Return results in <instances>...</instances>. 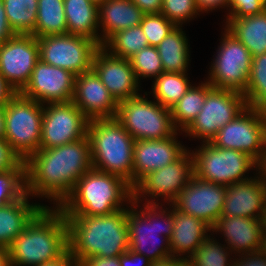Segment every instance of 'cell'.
I'll use <instances>...</instances> for the list:
<instances>
[{
    "label": "cell",
    "instance_id": "cell-13",
    "mask_svg": "<svg viewBox=\"0 0 266 266\" xmlns=\"http://www.w3.org/2000/svg\"><path fill=\"white\" fill-rule=\"evenodd\" d=\"M247 107L245 96L233 90L212 88L201 111L184 131L189 136L211 142L218 130L231 122Z\"/></svg>",
    "mask_w": 266,
    "mask_h": 266
},
{
    "label": "cell",
    "instance_id": "cell-11",
    "mask_svg": "<svg viewBox=\"0 0 266 266\" xmlns=\"http://www.w3.org/2000/svg\"><path fill=\"white\" fill-rule=\"evenodd\" d=\"M40 60L70 71L76 76L92 69L97 42L81 35L58 34L38 37Z\"/></svg>",
    "mask_w": 266,
    "mask_h": 266
},
{
    "label": "cell",
    "instance_id": "cell-56",
    "mask_svg": "<svg viewBox=\"0 0 266 266\" xmlns=\"http://www.w3.org/2000/svg\"><path fill=\"white\" fill-rule=\"evenodd\" d=\"M91 1L99 6L100 4H102L106 0H91Z\"/></svg>",
    "mask_w": 266,
    "mask_h": 266
},
{
    "label": "cell",
    "instance_id": "cell-39",
    "mask_svg": "<svg viewBox=\"0 0 266 266\" xmlns=\"http://www.w3.org/2000/svg\"><path fill=\"white\" fill-rule=\"evenodd\" d=\"M198 12L195 0H163L160 11L175 26L182 25L183 21L190 20Z\"/></svg>",
    "mask_w": 266,
    "mask_h": 266
},
{
    "label": "cell",
    "instance_id": "cell-4",
    "mask_svg": "<svg viewBox=\"0 0 266 266\" xmlns=\"http://www.w3.org/2000/svg\"><path fill=\"white\" fill-rule=\"evenodd\" d=\"M125 200L130 203L133 200V188L128 182L91 168L58 208L64 215L106 216L126 209L121 207Z\"/></svg>",
    "mask_w": 266,
    "mask_h": 266
},
{
    "label": "cell",
    "instance_id": "cell-47",
    "mask_svg": "<svg viewBox=\"0 0 266 266\" xmlns=\"http://www.w3.org/2000/svg\"><path fill=\"white\" fill-rule=\"evenodd\" d=\"M145 14L160 13L163 0H131Z\"/></svg>",
    "mask_w": 266,
    "mask_h": 266
},
{
    "label": "cell",
    "instance_id": "cell-25",
    "mask_svg": "<svg viewBox=\"0 0 266 266\" xmlns=\"http://www.w3.org/2000/svg\"><path fill=\"white\" fill-rule=\"evenodd\" d=\"M145 13L131 0H106L99 5L98 20L103 29L101 46L117 31L139 26Z\"/></svg>",
    "mask_w": 266,
    "mask_h": 266
},
{
    "label": "cell",
    "instance_id": "cell-3",
    "mask_svg": "<svg viewBox=\"0 0 266 266\" xmlns=\"http://www.w3.org/2000/svg\"><path fill=\"white\" fill-rule=\"evenodd\" d=\"M57 208V209H56ZM68 251V226L62 211L44 206L8 247L10 266H39Z\"/></svg>",
    "mask_w": 266,
    "mask_h": 266
},
{
    "label": "cell",
    "instance_id": "cell-46",
    "mask_svg": "<svg viewBox=\"0 0 266 266\" xmlns=\"http://www.w3.org/2000/svg\"><path fill=\"white\" fill-rule=\"evenodd\" d=\"M14 35L15 33L10 28L6 18L3 1L0 0V45Z\"/></svg>",
    "mask_w": 266,
    "mask_h": 266
},
{
    "label": "cell",
    "instance_id": "cell-45",
    "mask_svg": "<svg viewBox=\"0 0 266 266\" xmlns=\"http://www.w3.org/2000/svg\"><path fill=\"white\" fill-rule=\"evenodd\" d=\"M79 266H121L119 256L100 257L93 256L84 259Z\"/></svg>",
    "mask_w": 266,
    "mask_h": 266
},
{
    "label": "cell",
    "instance_id": "cell-10",
    "mask_svg": "<svg viewBox=\"0 0 266 266\" xmlns=\"http://www.w3.org/2000/svg\"><path fill=\"white\" fill-rule=\"evenodd\" d=\"M211 143L218 148L242 151L258 163L266 148V110L247 106L218 130Z\"/></svg>",
    "mask_w": 266,
    "mask_h": 266
},
{
    "label": "cell",
    "instance_id": "cell-24",
    "mask_svg": "<svg viewBox=\"0 0 266 266\" xmlns=\"http://www.w3.org/2000/svg\"><path fill=\"white\" fill-rule=\"evenodd\" d=\"M174 227L169 239L172 258L183 253H190L188 259L196 252L201 243L208 237L212 228L203 220L182 213L173 207ZM175 254H178L175 256Z\"/></svg>",
    "mask_w": 266,
    "mask_h": 266
},
{
    "label": "cell",
    "instance_id": "cell-27",
    "mask_svg": "<svg viewBox=\"0 0 266 266\" xmlns=\"http://www.w3.org/2000/svg\"><path fill=\"white\" fill-rule=\"evenodd\" d=\"M98 9L91 0H64L67 33L85 36L101 46Z\"/></svg>",
    "mask_w": 266,
    "mask_h": 266
},
{
    "label": "cell",
    "instance_id": "cell-17",
    "mask_svg": "<svg viewBox=\"0 0 266 266\" xmlns=\"http://www.w3.org/2000/svg\"><path fill=\"white\" fill-rule=\"evenodd\" d=\"M192 176L193 159L191 153L186 151L173 163L150 172L133 188L132 206L135 207V204L137 206L139 198L143 194H149L152 198L162 196L171 203L187 186Z\"/></svg>",
    "mask_w": 266,
    "mask_h": 266
},
{
    "label": "cell",
    "instance_id": "cell-22",
    "mask_svg": "<svg viewBox=\"0 0 266 266\" xmlns=\"http://www.w3.org/2000/svg\"><path fill=\"white\" fill-rule=\"evenodd\" d=\"M257 212V213H256ZM266 212V184L256 177L226 186L221 216L261 219Z\"/></svg>",
    "mask_w": 266,
    "mask_h": 266
},
{
    "label": "cell",
    "instance_id": "cell-6",
    "mask_svg": "<svg viewBox=\"0 0 266 266\" xmlns=\"http://www.w3.org/2000/svg\"><path fill=\"white\" fill-rule=\"evenodd\" d=\"M147 202L142 211H137L134 207L128 209L127 226L129 249L144 255L153 263H160L173 259L169 245V239L172 236L174 227L173 209L171 212L167 211V214H165V210L160 209L158 215L156 210L159 208V205L153 199ZM158 219H162L163 224ZM161 233L165 235V240H163L165 241V246L164 244L161 246L159 245L160 240L157 234L160 235ZM155 238H157L159 242ZM148 241H150L151 244H149ZM146 243L151 247L147 248L146 246L148 245H146Z\"/></svg>",
    "mask_w": 266,
    "mask_h": 266
},
{
    "label": "cell",
    "instance_id": "cell-38",
    "mask_svg": "<svg viewBox=\"0 0 266 266\" xmlns=\"http://www.w3.org/2000/svg\"><path fill=\"white\" fill-rule=\"evenodd\" d=\"M149 46L157 47L176 26L162 13L145 14L140 23Z\"/></svg>",
    "mask_w": 266,
    "mask_h": 266
},
{
    "label": "cell",
    "instance_id": "cell-31",
    "mask_svg": "<svg viewBox=\"0 0 266 266\" xmlns=\"http://www.w3.org/2000/svg\"><path fill=\"white\" fill-rule=\"evenodd\" d=\"M67 33L64 0H38L36 38Z\"/></svg>",
    "mask_w": 266,
    "mask_h": 266
},
{
    "label": "cell",
    "instance_id": "cell-53",
    "mask_svg": "<svg viewBox=\"0 0 266 266\" xmlns=\"http://www.w3.org/2000/svg\"><path fill=\"white\" fill-rule=\"evenodd\" d=\"M5 135V106H0V139Z\"/></svg>",
    "mask_w": 266,
    "mask_h": 266
},
{
    "label": "cell",
    "instance_id": "cell-28",
    "mask_svg": "<svg viewBox=\"0 0 266 266\" xmlns=\"http://www.w3.org/2000/svg\"><path fill=\"white\" fill-rule=\"evenodd\" d=\"M226 28L250 52L252 57L266 52V9L253 16L227 19Z\"/></svg>",
    "mask_w": 266,
    "mask_h": 266
},
{
    "label": "cell",
    "instance_id": "cell-54",
    "mask_svg": "<svg viewBox=\"0 0 266 266\" xmlns=\"http://www.w3.org/2000/svg\"><path fill=\"white\" fill-rule=\"evenodd\" d=\"M0 266H10L8 249L0 247Z\"/></svg>",
    "mask_w": 266,
    "mask_h": 266
},
{
    "label": "cell",
    "instance_id": "cell-32",
    "mask_svg": "<svg viewBox=\"0 0 266 266\" xmlns=\"http://www.w3.org/2000/svg\"><path fill=\"white\" fill-rule=\"evenodd\" d=\"M6 18L15 34H33L38 0H2Z\"/></svg>",
    "mask_w": 266,
    "mask_h": 266
},
{
    "label": "cell",
    "instance_id": "cell-36",
    "mask_svg": "<svg viewBox=\"0 0 266 266\" xmlns=\"http://www.w3.org/2000/svg\"><path fill=\"white\" fill-rule=\"evenodd\" d=\"M218 242L207 237L196 252L188 259L189 266H232L228 261V251Z\"/></svg>",
    "mask_w": 266,
    "mask_h": 266
},
{
    "label": "cell",
    "instance_id": "cell-30",
    "mask_svg": "<svg viewBox=\"0 0 266 266\" xmlns=\"http://www.w3.org/2000/svg\"><path fill=\"white\" fill-rule=\"evenodd\" d=\"M212 88L207 81L197 87L191 86L179 101L170 108L173 124L177 130L184 131L191 125L201 111L207 93Z\"/></svg>",
    "mask_w": 266,
    "mask_h": 266
},
{
    "label": "cell",
    "instance_id": "cell-51",
    "mask_svg": "<svg viewBox=\"0 0 266 266\" xmlns=\"http://www.w3.org/2000/svg\"><path fill=\"white\" fill-rule=\"evenodd\" d=\"M152 266H189L187 258H173L160 263H153Z\"/></svg>",
    "mask_w": 266,
    "mask_h": 266
},
{
    "label": "cell",
    "instance_id": "cell-37",
    "mask_svg": "<svg viewBox=\"0 0 266 266\" xmlns=\"http://www.w3.org/2000/svg\"><path fill=\"white\" fill-rule=\"evenodd\" d=\"M137 81L139 77H151L156 79L163 70V65L157 47L148 46L138 51L130 59Z\"/></svg>",
    "mask_w": 266,
    "mask_h": 266
},
{
    "label": "cell",
    "instance_id": "cell-35",
    "mask_svg": "<svg viewBox=\"0 0 266 266\" xmlns=\"http://www.w3.org/2000/svg\"><path fill=\"white\" fill-rule=\"evenodd\" d=\"M247 106L266 110V52L253 57L245 92Z\"/></svg>",
    "mask_w": 266,
    "mask_h": 266
},
{
    "label": "cell",
    "instance_id": "cell-7",
    "mask_svg": "<svg viewBox=\"0 0 266 266\" xmlns=\"http://www.w3.org/2000/svg\"><path fill=\"white\" fill-rule=\"evenodd\" d=\"M43 104L16 93L5 105L4 139L25 162L40 149Z\"/></svg>",
    "mask_w": 266,
    "mask_h": 266
},
{
    "label": "cell",
    "instance_id": "cell-19",
    "mask_svg": "<svg viewBox=\"0 0 266 266\" xmlns=\"http://www.w3.org/2000/svg\"><path fill=\"white\" fill-rule=\"evenodd\" d=\"M92 70L117 103L138 96V84L129 59L115 57L100 47L94 54Z\"/></svg>",
    "mask_w": 266,
    "mask_h": 266
},
{
    "label": "cell",
    "instance_id": "cell-15",
    "mask_svg": "<svg viewBox=\"0 0 266 266\" xmlns=\"http://www.w3.org/2000/svg\"><path fill=\"white\" fill-rule=\"evenodd\" d=\"M39 60V45L32 34H15L0 45V74L17 93L28 84Z\"/></svg>",
    "mask_w": 266,
    "mask_h": 266
},
{
    "label": "cell",
    "instance_id": "cell-33",
    "mask_svg": "<svg viewBox=\"0 0 266 266\" xmlns=\"http://www.w3.org/2000/svg\"><path fill=\"white\" fill-rule=\"evenodd\" d=\"M186 76L185 73L162 72L152 87L156 102L169 109L176 104L191 87Z\"/></svg>",
    "mask_w": 266,
    "mask_h": 266
},
{
    "label": "cell",
    "instance_id": "cell-5",
    "mask_svg": "<svg viewBox=\"0 0 266 266\" xmlns=\"http://www.w3.org/2000/svg\"><path fill=\"white\" fill-rule=\"evenodd\" d=\"M87 135L94 169L123 178L133 188L134 138L114 118L90 120Z\"/></svg>",
    "mask_w": 266,
    "mask_h": 266
},
{
    "label": "cell",
    "instance_id": "cell-41",
    "mask_svg": "<svg viewBox=\"0 0 266 266\" xmlns=\"http://www.w3.org/2000/svg\"><path fill=\"white\" fill-rule=\"evenodd\" d=\"M0 172L24 173V161L4 138L0 139Z\"/></svg>",
    "mask_w": 266,
    "mask_h": 266
},
{
    "label": "cell",
    "instance_id": "cell-18",
    "mask_svg": "<svg viewBox=\"0 0 266 266\" xmlns=\"http://www.w3.org/2000/svg\"><path fill=\"white\" fill-rule=\"evenodd\" d=\"M76 75L39 60L31 78L20 92L41 104L70 102L74 96Z\"/></svg>",
    "mask_w": 266,
    "mask_h": 266
},
{
    "label": "cell",
    "instance_id": "cell-40",
    "mask_svg": "<svg viewBox=\"0 0 266 266\" xmlns=\"http://www.w3.org/2000/svg\"><path fill=\"white\" fill-rule=\"evenodd\" d=\"M24 191V173L0 172V207L14 201Z\"/></svg>",
    "mask_w": 266,
    "mask_h": 266
},
{
    "label": "cell",
    "instance_id": "cell-48",
    "mask_svg": "<svg viewBox=\"0 0 266 266\" xmlns=\"http://www.w3.org/2000/svg\"><path fill=\"white\" fill-rule=\"evenodd\" d=\"M17 92L0 74V106H5Z\"/></svg>",
    "mask_w": 266,
    "mask_h": 266
},
{
    "label": "cell",
    "instance_id": "cell-43",
    "mask_svg": "<svg viewBox=\"0 0 266 266\" xmlns=\"http://www.w3.org/2000/svg\"><path fill=\"white\" fill-rule=\"evenodd\" d=\"M243 257L241 256V259H238L236 262L232 261V266H266V248L244 254Z\"/></svg>",
    "mask_w": 266,
    "mask_h": 266
},
{
    "label": "cell",
    "instance_id": "cell-50",
    "mask_svg": "<svg viewBox=\"0 0 266 266\" xmlns=\"http://www.w3.org/2000/svg\"><path fill=\"white\" fill-rule=\"evenodd\" d=\"M39 266H79V264L75 257L69 251H67L59 259L52 262L44 263Z\"/></svg>",
    "mask_w": 266,
    "mask_h": 266
},
{
    "label": "cell",
    "instance_id": "cell-44",
    "mask_svg": "<svg viewBox=\"0 0 266 266\" xmlns=\"http://www.w3.org/2000/svg\"><path fill=\"white\" fill-rule=\"evenodd\" d=\"M121 266H152L153 262L144 255L130 249L119 256Z\"/></svg>",
    "mask_w": 266,
    "mask_h": 266
},
{
    "label": "cell",
    "instance_id": "cell-8",
    "mask_svg": "<svg viewBox=\"0 0 266 266\" xmlns=\"http://www.w3.org/2000/svg\"><path fill=\"white\" fill-rule=\"evenodd\" d=\"M115 118L134 140H162L177 135L171 110L138 95L118 103Z\"/></svg>",
    "mask_w": 266,
    "mask_h": 266
},
{
    "label": "cell",
    "instance_id": "cell-2",
    "mask_svg": "<svg viewBox=\"0 0 266 266\" xmlns=\"http://www.w3.org/2000/svg\"><path fill=\"white\" fill-rule=\"evenodd\" d=\"M128 208L106 216L64 215L68 251L78 264L93 256H120L129 249Z\"/></svg>",
    "mask_w": 266,
    "mask_h": 266
},
{
    "label": "cell",
    "instance_id": "cell-9",
    "mask_svg": "<svg viewBox=\"0 0 266 266\" xmlns=\"http://www.w3.org/2000/svg\"><path fill=\"white\" fill-rule=\"evenodd\" d=\"M193 175L201 180L219 185H231L250 178L243 175L249 169L257 168L258 163L248 154L215 147L204 142L198 151L191 152Z\"/></svg>",
    "mask_w": 266,
    "mask_h": 266
},
{
    "label": "cell",
    "instance_id": "cell-52",
    "mask_svg": "<svg viewBox=\"0 0 266 266\" xmlns=\"http://www.w3.org/2000/svg\"><path fill=\"white\" fill-rule=\"evenodd\" d=\"M257 167L259 173H261L260 176H262L263 182L266 184V148L265 151L263 152L262 159L258 162Z\"/></svg>",
    "mask_w": 266,
    "mask_h": 266
},
{
    "label": "cell",
    "instance_id": "cell-29",
    "mask_svg": "<svg viewBox=\"0 0 266 266\" xmlns=\"http://www.w3.org/2000/svg\"><path fill=\"white\" fill-rule=\"evenodd\" d=\"M164 72L187 73L188 42L180 26H176L157 46Z\"/></svg>",
    "mask_w": 266,
    "mask_h": 266
},
{
    "label": "cell",
    "instance_id": "cell-20",
    "mask_svg": "<svg viewBox=\"0 0 266 266\" xmlns=\"http://www.w3.org/2000/svg\"><path fill=\"white\" fill-rule=\"evenodd\" d=\"M72 102L89 121L114 118L118 108V103L92 69L76 76Z\"/></svg>",
    "mask_w": 266,
    "mask_h": 266
},
{
    "label": "cell",
    "instance_id": "cell-49",
    "mask_svg": "<svg viewBox=\"0 0 266 266\" xmlns=\"http://www.w3.org/2000/svg\"><path fill=\"white\" fill-rule=\"evenodd\" d=\"M196 7L199 12L209 11L220 6L229 7L230 0H195Z\"/></svg>",
    "mask_w": 266,
    "mask_h": 266
},
{
    "label": "cell",
    "instance_id": "cell-26",
    "mask_svg": "<svg viewBox=\"0 0 266 266\" xmlns=\"http://www.w3.org/2000/svg\"><path fill=\"white\" fill-rule=\"evenodd\" d=\"M28 193L23 191L14 201L0 207V247L8 249L26 225L44 207L28 203Z\"/></svg>",
    "mask_w": 266,
    "mask_h": 266
},
{
    "label": "cell",
    "instance_id": "cell-12",
    "mask_svg": "<svg viewBox=\"0 0 266 266\" xmlns=\"http://www.w3.org/2000/svg\"><path fill=\"white\" fill-rule=\"evenodd\" d=\"M252 55L227 29L217 56L211 65L210 80L213 88L244 93L251 71Z\"/></svg>",
    "mask_w": 266,
    "mask_h": 266
},
{
    "label": "cell",
    "instance_id": "cell-23",
    "mask_svg": "<svg viewBox=\"0 0 266 266\" xmlns=\"http://www.w3.org/2000/svg\"><path fill=\"white\" fill-rule=\"evenodd\" d=\"M212 231L223 232L228 249L242 256L266 248L261 219L220 216Z\"/></svg>",
    "mask_w": 266,
    "mask_h": 266
},
{
    "label": "cell",
    "instance_id": "cell-34",
    "mask_svg": "<svg viewBox=\"0 0 266 266\" xmlns=\"http://www.w3.org/2000/svg\"><path fill=\"white\" fill-rule=\"evenodd\" d=\"M148 46L146 35L139 25L117 31L102 47L110 50L109 53L115 57L130 59L138 51Z\"/></svg>",
    "mask_w": 266,
    "mask_h": 266
},
{
    "label": "cell",
    "instance_id": "cell-14",
    "mask_svg": "<svg viewBox=\"0 0 266 266\" xmlns=\"http://www.w3.org/2000/svg\"><path fill=\"white\" fill-rule=\"evenodd\" d=\"M48 105H43L40 149L62 146L87 135L89 120L72 101Z\"/></svg>",
    "mask_w": 266,
    "mask_h": 266
},
{
    "label": "cell",
    "instance_id": "cell-55",
    "mask_svg": "<svg viewBox=\"0 0 266 266\" xmlns=\"http://www.w3.org/2000/svg\"><path fill=\"white\" fill-rule=\"evenodd\" d=\"M262 227H263L264 241L266 243V212L262 217Z\"/></svg>",
    "mask_w": 266,
    "mask_h": 266
},
{
    "label": "cell",
    "instance_id": "cell-42",
    "mask_svg": "<svg viewBox=\"0 0 266 266\" xmlns=\"http://www.w3.org/2000/svg\"><path fill=\"white\" fill-rule=\"evenodd\" d=\"M231 11L227 19L253 16L266 9V0H230Z\"/></svg>",
    "mask_w": 266,
    "mask_h": 266
},
{
    "label": "cell",
    "instance_id": "cell-21",
    "mask_svg": "<svg viewBox=\"0 0 266 266\" xmlns=\"http://www.w3.org/2000/svg\"><path fill=\"white\" fill-rule=\"evenodd\" d=\"M176 136L162 140H136L133 153V188L150 172L173 163L186 151Z\"/></svg>",
    "mask_w": 266,
    "mask_h": 266
},
{
    "label": "cell",
    "instance_id": "cell-16",
    "mask_svg": "<svg viewBox=\"0 0 266 266\" xmlns=\"http://www.w3.org/2000/svg\"><path fill=\"white\" fill-rule=\"evenodd\" d=\"M226 186L201 180L194 175L170 204L178 211L203 220L211 228L222 214Z\"/></svg>",
    "mask_w": 266,
    "mask_h": 266
},
{
    "label": "cell",
    "instance_id": "cell-1",
    "mask_svg": "<svg viewBox=\"0 0 266 266\" xmlns=\"http://www.w3.org/2000/svg\"><path fill=\"white\" fill-rule=\"evenodd\" d=\"M91 168L88 135L62 146L39 149L24 162V191L30 196L53 198L59 207Z\"/></svg>",
    "mask_w": 266,
    "mask_h": 266
}]
</instances>
